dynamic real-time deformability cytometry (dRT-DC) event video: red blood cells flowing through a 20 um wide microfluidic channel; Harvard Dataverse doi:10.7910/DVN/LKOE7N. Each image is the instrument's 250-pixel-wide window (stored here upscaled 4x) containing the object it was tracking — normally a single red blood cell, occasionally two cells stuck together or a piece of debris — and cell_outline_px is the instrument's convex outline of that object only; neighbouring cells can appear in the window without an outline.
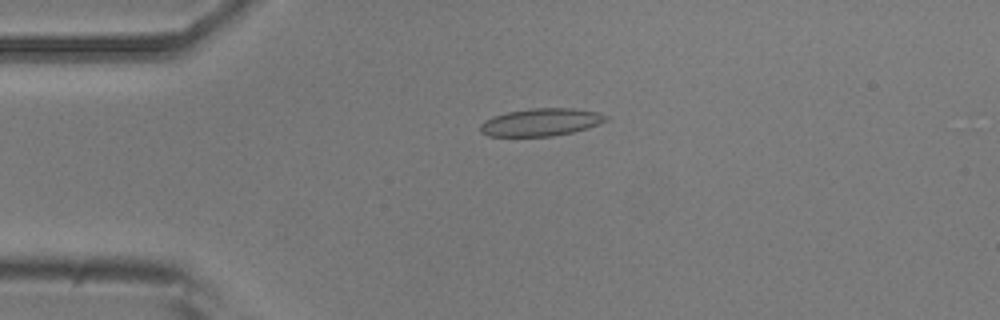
{"species": "common noctule bat (a hibernating species)", "species_latin": "Nyctalus noctula", "temperature_condition": "room temperature", "stored_images_in_passage": 5, "camera_frame_rate_fps": 3000, "um_per_image_px": 0.085, "animal": {"sex": "male", "body_mass_g": 20.5, "forearm_length_mm": 52.5}, "frame": {"image": 1, "passage_image": 3, "time_ms": 2.333, "image_size_px": [1000, 320], "cell_outline_px": [[608, 120], [588, 128], [572, 132], [552, 136], [488, 136], [480, 132], [480, 124], [484, 120], [492, 116], [508, 112], [532, 108], [572, 108], [596, 112], [608, 116]], "centroid_in_image_um": [45.96, 10.39], "position_along_channel_um": 39.0, "area_um2": 20.17}}
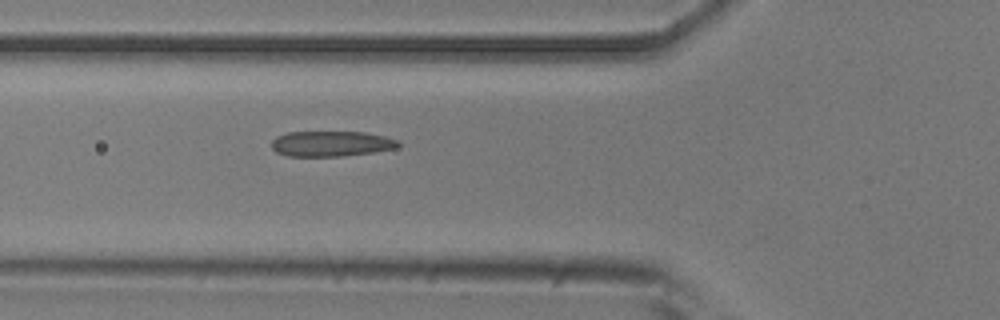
{"frame": {"image": 2, "passage_image": 5, "time_ms": 4.667, "image_size_px": [1000, 320], "cell_outline_px": [[400, 144], [396, 148], [372, 152], [344, 156], [288, 156], [276, 152], [272, 148], [272, 140], [276, 136], [288, 132], [364, 132], [384, 136], [400, 140]], "centroid_in_image_um": [28.15, 12.21], "position_along_channel_um": 97.6, "area_um2": 18.79}}